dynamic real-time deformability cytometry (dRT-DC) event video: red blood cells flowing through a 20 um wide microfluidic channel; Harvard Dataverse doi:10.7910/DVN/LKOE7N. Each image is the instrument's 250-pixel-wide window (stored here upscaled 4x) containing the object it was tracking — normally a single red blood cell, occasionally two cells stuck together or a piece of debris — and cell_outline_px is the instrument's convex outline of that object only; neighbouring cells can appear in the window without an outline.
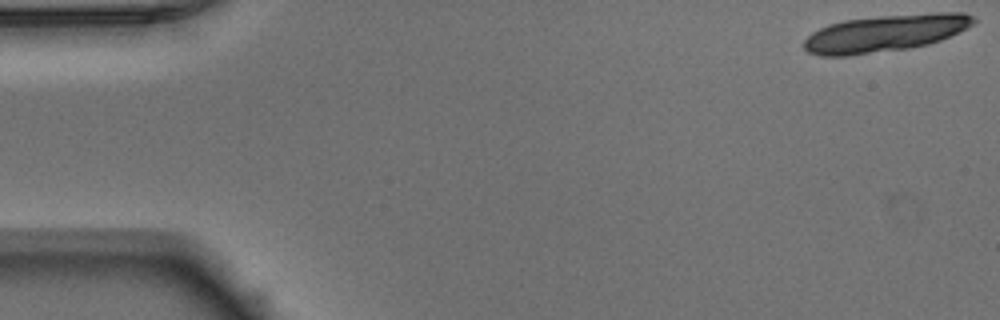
{"species": "Egyptian fruit bat (a non-hibernating species)", "species_latin": "Rousettus aegyptiacus", "temperature_condition": "warm", "stored_images_in_passage": 17, "camera_frame_rate_fps": 3000, "um_per_image_px": 0.085, "animal": {"sex": "male"}, "frame": {"image": 1, "passage_image": 1, "time_ms": 0.0, "image_size_px": [1000, 320], "cell_outline_px": [[976, 20], [968, 28], [940, 40], [928, 44], [908, 48], [848, 56], [820, 56], [808, 52], [804, 48], [804, 40], [812, 32], [828, 24], [844, 20], [884, 16], [932, 12], [964, 12], [972, 16]], "centroid_in_image_um": [75.23, 2.82], "position_along_channel_um": 9.8, "area_um2": 36.53}}